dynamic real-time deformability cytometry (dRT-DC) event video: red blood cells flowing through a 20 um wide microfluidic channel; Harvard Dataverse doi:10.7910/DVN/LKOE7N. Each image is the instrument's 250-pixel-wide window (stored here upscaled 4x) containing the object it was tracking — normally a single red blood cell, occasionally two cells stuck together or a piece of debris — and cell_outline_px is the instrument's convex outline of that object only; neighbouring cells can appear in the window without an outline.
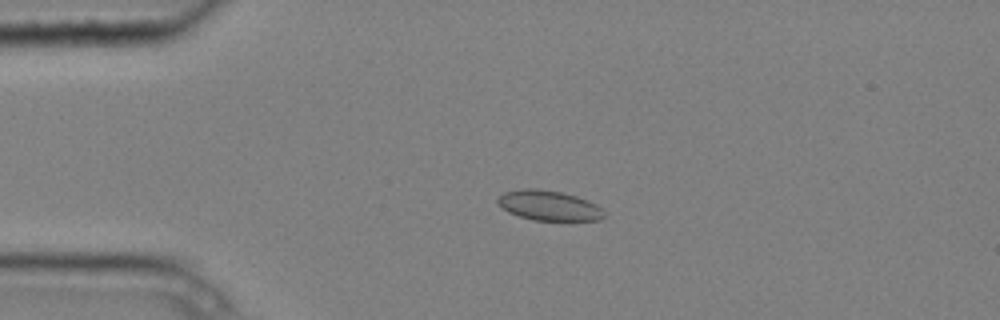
{"species": "common noctule bat (a hibernating species)", "species_latin": "Nyctalus noctula", "temperature_condition": "cold", "stored_images_in_passage": 4, "camera_frame_rate_fps": 3000, "um_per_image_px": 0.085, "animal": {"sex": "male", "body_mass_g": 20.4}, "frame": {"image": 1, "passage_image": 2, "time_ms": 0.333, "image_size_px": [1000, 320], "cell_outline_px": [[604, 216], [600, 220], [532, 220], [508, 212], [496, 200], [504, 192], [524, 188], [532, 188], [560, 192], [576, 196], [588, 200], [596, 204], [604, 212]], "centroid_in_image_um": [46.66, 17.47], "position_along_channel_um": 38.3, "area_um2": 18.32}}
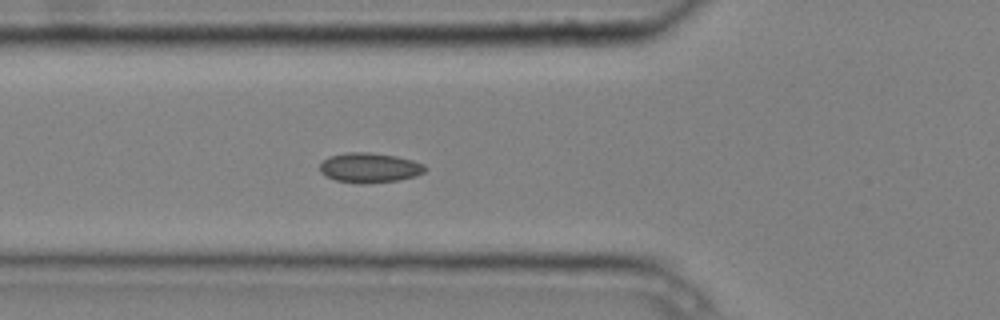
{"frame": {"image": 2, "passage_image": 4, "time_ms": 1.0, "image_size_px": [1000, 320], "cell_outline_px": [[428, 168], [424, 172], [416, 176], [396, 180], [364, 184], [360, 184], [336, 180], [324, 176], [320, 172], [320, 164], [324, 160], [332, 156], [348, 152], [368, 152], [396, 156], [412, 160], [424, 164]], "centroid_in_image_um": [31.42, 14.26], "position_along_channel_um": 94.4, "area_um2": 18.26}}